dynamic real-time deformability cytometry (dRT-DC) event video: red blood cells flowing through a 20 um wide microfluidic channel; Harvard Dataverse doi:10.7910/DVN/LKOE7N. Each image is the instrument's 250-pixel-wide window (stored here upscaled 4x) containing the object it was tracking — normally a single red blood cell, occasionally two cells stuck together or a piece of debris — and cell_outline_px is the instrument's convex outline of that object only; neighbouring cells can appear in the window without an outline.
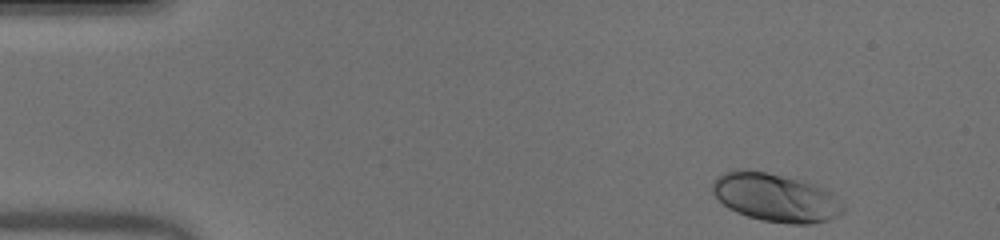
{"species": "human", "species_latin": "Homo sapiens", "temperature_condition": "warm", "stored_images_in_passage": 47, "camera_frame_rate_fps": 3000, "um_per_image_px": 0.085, "donor": {"sex": "male"}, "frame": {"image": 1, "passage_image": 1, "time_ms": 0.0, "image_size_px": [1000, 240], "cell_outline_px": [[844, 212], [828, 220], [812, 224], [788, 224], [760, 220], [736, 212], [728, 208], [712, 192], [712, 184], [716, 176], [724, 172], [736, 168], [764, 172], [812, 184], [824, 188], [832, 192], [844, 208]], "centroid_in_image_um": [65.89, 16.8], "position_along_channel_um": 19.1, "area_um2": 36.53}}
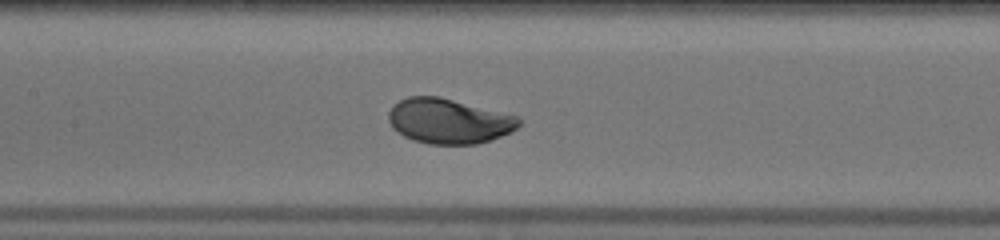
{"frame": {"image": 2, "passage_image": 20, "time_ms": 6.333, "image_size_px": [1000, 240], "cell_outline_px": [[524, 120], [512, 132], [492, 140], [476, 144], [428, 144], [412, 140], [396, 132], [392, 128], [388, 120], [388, 112], [392, 104], [408, 96], [440, 96], [520, 116]], "centroid_in_image_um": [38.16, 10.29], "position_along_channel_um": 169.2, "area_um2": 34.85}}
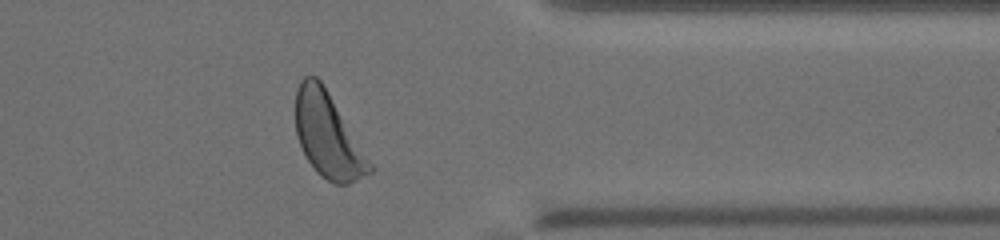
{"frame": {"image": 3, "passage_image": 37, "time_ms": 12.0, "image_size_px": [1000, 240], "cell_outline_px": [[372, 172], [348, 184], [336, 184], [320, 176], [316, 172], [308, 160], [296, 136], [296, 88], [300, 80], [304, 76], [316, 76], [320, 80], [372, 164]], "centroid_in_image_um": [27.84, 11.52], "position_along_channel_um": 383.6, "area_um2": 35.72}, "authors_computed_cell_mechanics": {"area_um2": 34.8534, "velocity_mm_per_s": 3.9683, "shape_relaxation_time_tau1_ms": 2.4563, "shape_relaxation_time_tau2_ms": null, "deformation_change_tau1": 0.1517, "deformation_change_tau2": null}}